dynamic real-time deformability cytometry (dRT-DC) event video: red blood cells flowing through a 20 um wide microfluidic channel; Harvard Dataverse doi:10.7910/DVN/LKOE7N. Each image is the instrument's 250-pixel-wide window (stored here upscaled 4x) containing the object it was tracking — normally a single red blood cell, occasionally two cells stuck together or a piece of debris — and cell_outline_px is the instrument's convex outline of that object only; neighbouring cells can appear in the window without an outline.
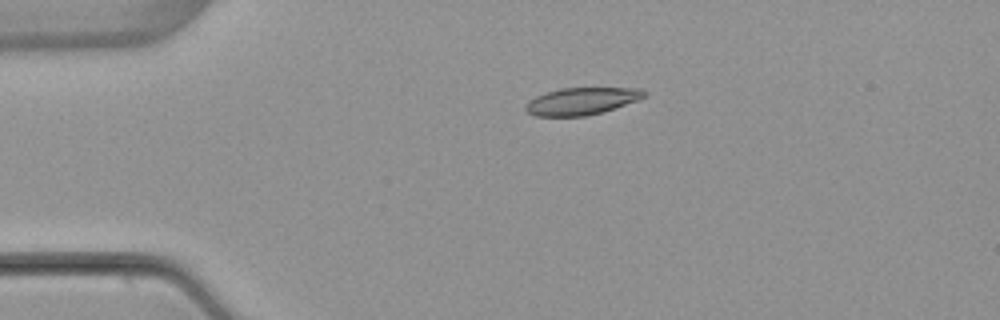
{"species": "common noctule bat (a hibernating species)", "species_latin": "Nyctalus noctula", "temperature_condition": "warm", "stored_images_in_passage": 2, "camera_frame_rate_fps": 3000, "um_per_image_px": 0.085, "animal": {"sex": "female", "body_mass_g": 22.7, "forearm_length_mm": 54.2}, "frame": {"image": 1, "passage_image": 1, "time_ms": 0.0, "image_size_px": [1000, 320], "cell_outline_px": [[648, 96], [604, 112], [584, 116], [536, 116], [528, 112], [524, 108], [528, 100], [536, 96], [560, 88], [640, 88], [648, 92]], "centroid_in_image_um": [49.47, 8.59], "position_along_channel_um": 35.5, "area_um2": 18.84}}